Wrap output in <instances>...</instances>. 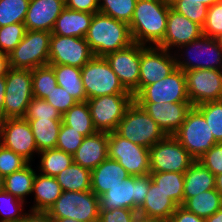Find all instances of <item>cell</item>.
Returning a JSON list of instances; mask_svg holds the SVG:
<instances>
[{
	"label": "cell",
	"mask_w": 222,
	"mask_h": 222,
	"mask_svg": "<svg viewBox=\"0 0 222 222\" xmlns=\"http://www.w3.org/2000/svg\"><path fill=\"white\" fill-rule=\"evenodd\" d=\"M150 176L178 206L183 204L184 172H150Z\"/></svg>",
	"instance_id": "36"
},
{
	"label": "cell",
	"mask_w": 222,
	"mask_h": 222,
	"mask_svg": "<svg viewBox=\"0 0 222 222\" xmlns=\"http://www.w3.org/2000/svg\"><path fill=\"white\" fill-rule=\"evenodd\" d=\"M181 206L206 219L222 208V196L212 189L186 199Z\"/></svg>",
	"instance_id": "33"
},
{
	"label": "cell",
	"mask_w": 222,
	"mask_h": 222,
	"mask_svg": "<svg viewBox=\"0 0 222 222\" xmlns=\"http://www.w3.org/2000/svg\"><path fill=\"white\" fill-rule=\"evenodd\" d=\"M94 13L64 8L58 16L52 34L85 38Z\"/></svg>",
	"instance_id": "26"
},
{
	"label": "cell",
	"mask_w": 222,
	"mask_h": 222,
	"mask_svg": "<svg viewBox=\"0 0 222 222\" xmlns=\"http://www.w3.org/2000/svg\"><path fill=\"white\" fill-rule=\"evenodd\" d=\"M115 132L148 149L166 136L164 131L136 101L129 105Z\"/></svg>",
	"instance_id": "3"
},
{
	"label": "cell",
	"mask_w": 222,
	"mask_h": 222,
	"mask_svg": "<svg viewBox=\"0 0 222 222\" xmlns=\"http://www.w3.org/2000/svg\"><path fill=\"white\" fill-rule=\"evenodd\" d=\"M0 144L20 155L28 163H33V157L39 153L31 126L25 118L0 121Z\"/></svg>",
	"instance_id": "14"
},
{
	"label": "cell",
	"mask_w": 222,
	"mask_h": 222,
	"mask_svg": "<svg viewBox=\"0 0 222 222\" xmlns=\"http://www.w3.org/2000/svg\"><path fill=\"white\" fill-rule=\"evenodd\" d=\"M62 122L80 132L83 136H90L97 132L94 127L87 101L77 102L62 115Z\"/></svg>",
	"instance_id": "35"
},
{
	"label": "cell",
	"mask_w": 222,
	"mask_h": 222,
	"mask_svg": "<svg viewBox=\"0 0 222 222\" xmlns=\"http://www.w3.org/2000/svg\"><path fill=\"white\" fill-rule=\"evenodd\" d=\"M93 57L85 38L51 35L49 65H69L81 69Z\"/></svg>",
	"instance_id": "17"
},
{
	"label": "cell",
	"mask_w": 222,
	"mask_h": 222,
	"mask_svg": "<svg viewBox=\"0 0 222 222\" xmlns=\"http://www.w3.org/2000/svg\"><path fill=\"white\" fill-rule=\"evenodd\" d=\"M5 82L4 119L24 118L33 99L32 70L9 68Z\"/></svg>",
	"instance_id": "10"
},
{
	"label": "cell",
	"mask_w": 222,
	"mask_h": 222,
	"mask_svg": "<svg viewBox=\"0 0 222 222\" xmlns=\"http://www.w3.org/2000/svg\"><path fill=\"white\" fill-rule=\"evenodd\" d=\"M5 76H0V121L4 120Z\"/></svg>",
	"instance_id": "54"
},
{
	"label": "cell",
	"mask_w": 222,
	"mask_h": 222,
	"mask_svg": "<svg viewBox=\"0 0 222 222\" xmlns=\"http://www.w3.org/2000/svg\"><path fill=\"white\" fill-rule=\"evenodd\" d=\"M57 85L64 88L77 102L87 101L86 92L81 78V69L69 65H51Z\"/></svg>",
	"instance_id": "30"
},
{
	"label": "cell",
	"mask_w": 222,
	"mask_h": 222,
	"mask_svg": "<svg viewBox=\"0 0 222 222\" xmlns=\"http://www.w3.org/2000/svg\"><path fill=\"white\" fill-rule=\"evenodd\" d=\"M104 58L123 87L135 97L139 93L140 44L132 43L124 49L108 53Z\"/></svg>",
	"instance_id": "19"
},
{
	"label": "cell",
	"mask_w": 222,
	"mask_h": 222,
	"mask_svg": "<svg viewBox=\"0 0 222 222\" xmlns=\"http://www.w3.org/2000/svg\"><path fill=\"white\" fill-rule=\"evenodd\" d=\"M173 52L159 46L140 44L139 92L147 85L164 79L176 69Z\"/></svg>",
	"instance_id": "15"
},
{
	"label": "cell",
	"mask_w": 222,
	"mask_h": 222,
	"mask_svg": "<svg viewBox=\"0 0 222 222\" xmlns=\"http://www.w3.org/2000/svg\"><path fill=\"white\" fill-rule=\"evenodd\" d=\"M31 126L38 151L56 147L62 119L27 120Z\"/></svg>",
	"instance_id": "31"
},
{
	"label": "cell",
	"mask_w": 222,
	"mask_h": 222,
	"mask_svg": "<svg viewBox=\"0 0 222 222\" xmlns=\"http://www.w3.org/2000/svg\"><path fill=\"white\" fill-rule=\"evenodd\" d=\"M151 181L150 174L129 176L99 197L100 209L126 208L138 211L145 201Z\"/></svg>",
	"instance_id": "8"
},
{
	"label": "cell",
	"mask_w": 222,
	"mask_h": 222,
	"mask_svg": "<svg viewBox=\"0 0 222 222\" xmlns=\"http://www.w3.org/2000/svg\"><path fill=\"white\" fill-rule=\"evenodd\" d=\"M54 222H79L78 220L70 218H53Z\"/></svg>",
	"instance_id": "60"
},
{
	"label": "cell",
	"mask_w": 222,
	"mask_h": 222,
	"mask_svg": "<svg viewBox=\"0 0 222 222\" xmlns=\"http://www.w3.org/2000/svg\"><path fill=\"white\" fill-rule=\"evenodd\" d=\"M108 158L118 161L131 176L150 174L149 149L115 131L108 133Z\"/></svg>",
	"instance_id": "12"
},
{
	"label": "cell",
	"mask_w": 222,
	"mask_h": 222,
	"mask_svg": "<svg viewBox=\"0 0 222 222\" xmlns=\"http://www.w3.org/2000/svg\"><path fill=\"white\" fill-rule=\"evenodd\" d=\"M65 7L70 10L89 13L99 12V0H64Z\"/></svg>",
	"instance_id": "51"
},
{
	"label": "cell",
	"mask_w": 222,
	"mask_h": 222,
	"mask_svg": "<svg viewBox=\"0 0 222 222\" xmlns=\"http://www.w3.org/2000/svg\"><path fill=\"white\" fill-rule=\"evenodd\" d=\"M212 189H215V175L195 160L184 172L183 202Z\"/></svg>",
	"instance_id": "28"
},
{
	"label": "cell",
	"mask_w": 222,
	"mask_h": 222,
	"mask_svg": "<svg viewBox=\"0 0 222 222\" xmlns=\"http://www.w3.org/2000/svg\"><path fill=\"white\" fill-rule=\"evenodd\" d=\"M217 39H218V41H219V43H220V45L222 47V35L220 37H218Z\"/></svg>",
	"instance_id": "62"
},
{
	"label": "cell",
	"mask_w": 222,
	"mask_h": 222,
	"mask_svg": "<svg viewBox=\"0 0 222 222\" xmlns=\"http://www.w3.org/2000/svg\"><path fill=\"white\" fill-rule=\"evenodd\" d=\"M26 120L32 119H62V113L54 108L45 99L33 97L24 116Z\"/></svg>",
	"instance_id": "44"
},
{
	"label": "cell",
	"mask_w": 222,
	"mask_h": 222,
	"mask_svg": "<svg viewBox=\"0 0 222 222\" xmlns=\"http://www.w3.org/2000/svg\"><path fill=\"white\" fill-rule=\"evenodd\" d=\"M62 192L61 185L55 177L36 172L32 187L34 203L29 210L47 212Z\"/></svg>",
	"instance_id": "27"
},
{
	"label": "cell",
	"mask_w": 222,
	"mask_h": 222,
	"mask_svg": "<svg viewBox=\"0 0 222 222\" xmlns=\"http://www.w3.org/2000/svg\"><path fill=\"white\" fill-rule=\"evenodd\" d=\"M81 78L87 99L104 95L132 94L120 83L118 76L104 57H93L81 68Z\"/></svg>",
	"instance_id": "7"
},
{
	"label": "cell",
	"mask_w": 222,
	"mask_h": 222,
	"mask_svg": "<svg viewBox=\"0 0 222 222\" xmlns=\"http://www.w3.org/2000/svg\"><path fill=\"white\" fill-rule=\"evenodd\" d=\"M40 164L37 166L40 174L55 177L73 162V155L57 148L40 151L37 155Z\"/></svg>",
	"instance_id": "34"
},
{
	"label": "cell",
	"mask_w": 222,
	"mask_h": 222,
	"mask_svg": "<svg viewBox=\"0 0 222 222\" xmlns=\"http://www.w3.org/2000/svg\"><path fill=\"white\" fill-rule=\"evenodd\" d=\"M131 176L118 161L107 158L91 171V191L98 197Z\"/></svg>",
	"instance_id": "25"
},
{
	"label": "cell",
	"mask_w": 222,
	"mask_h": 222,
	"mask_svg": "<svg viewBox=\"0 0 222 222\" xmlns=\"http://www.w3.org/2000/svg\"><path fill=\"white\" fill-rule=\"evenodd\" d=\"M64 8V0H30L24 21L26 30L51 32Z\"/></svg>",
	"instance_id": "22"
},
{
	"label": "cell",
	"mask_w": 222,
	"mask_h": 222,
	"mask_svg": "<svg viewBox=\"0 0 222 222\" xmlns=\"http://www.w3.org/2000/svg\"><path fill=\"white\" fill-rule=\"evenodd\" d=\"M57 85L54 69L51 65H44L32 70L33 97L45 99Z\"/></svg>",
	"instance_id": "37"
},
{
	"label": "cell",
	"mask_w": 222,
	"mask_h": 222,
	"mask_svg": "<svg viewBox=\"0 0 222 222\" xmlns=\"http://www.w3.org/2000/svg\"><path fill=\"white\" fill-rule=\"evenodd\" d=\"M85 39L95 57H104L134 43L129 24L100 12L94 13Z\"/></svg>",
	"instance_id": "2"
},
{
	"label": "cell",
	"mask_w": 222,
	"mask_h": 222,
	"mask_svg": "<svg viewBox=\"0 0 222 222\" xmlns=\"http://www.w3.org/2000/svg\"><path fill=\"white\" fill-rule=\"evenodd\" d=\"M28 162L11 149L0 144V175L5 176L21 170Z\"/></svg>",
	"instance_id": "46"
},
{
	"label": "cell",
	"mask_w": 222,
	"mask_h": 222,
	"mask_svg": "<svg viewBox=\"0 0 222 222\" xmlns=\"http://www.w3.org/2000/svg\"><path fill=\"white\" fill-rule=\"evenodd\" d=\"M133 101V94L104 95L88 99L87 103L97 132H114Z\"/></svg>",
	"instance_id": "11"
},
{
	"label": "cell",
	"mask_w": 222,
	"mask_h": 222,
	"mask_svg": "<svg viewBox=\"0 0 222 222\" xmlns=\"http://www.w3.org/2000/svg\"><path fill=\"white\" fill-rule=\"evenodd\" d=\"M133 222H163V221H160V220H152V219L145 218V217H142V216H139V215H138Z\"/></svg>",
	"instance_id": "58"
},
{
	"label": "cell",
	"mask_w": 222,
	"mask_h": 222,
	"mask_svg": "<svg viewBox=\"0 0 222 222\" xmlns=\"http://www.w3.org/2000/svg\"><path fill=\"white\" fill-rule=\"evenodd\" d=\"M203 35L218 38L222 35V0L208 7Z\"/></svg>",
	"instance_id": "47"
},
{
	"label": "cell",
	"mask_w": 222,
	"mask_h": 222,
	"mask_svg": "<svg viewBox=\"0 0 222 222\" xmlns=\"http://www.w3.org/2000/svg\"><path fill=\"white\" fill-rule=\"evenodd\" d=\"M47 213L52 218H70L79 222H98L100 200L91 190L63 191Z\"/></svg>",
	"instance_id": "5"
},
{
	"label": "cell",
	"mask_w": 222,
	"mask_h": 222,
	"mask_svg": "<svg viewBox=\"0 0 222 222\" xmlns=\"http://www.w3.org/2000/svg\"><path fill=\"white\" fill-rule=\"evenodd\" d=\"M30 0H0V27L24 23Z\"/></svg>",
	"instance_id": "38"
},
{
	"label": "cell",
	"mask_w": 222,
	"mask_h": 222,
	"mask_svg": "<svg viewBox=\"0 0 222 222\" xmlns=\"http://www.w3.org/2000/svg\"><path fill=\"white\" fill-rule=\"evenodd\" d=\"M203 35V27L169 7L167 29L163 40L157 45L170 52ZM172 49V50H171Z\"/></svg>",
	"instance_id": "20"
},
{
	"label": "cell",
	"mask_w": 222,
	"mask_h": 222,
	"mask_svg": "<svg viewBox=\"0 0 222 222\" xmlns=\"http://www.w3.org/2000/svg\"><path fill=\"white\" fill-rule=\"evenodd\" d=\"M150 172H185L195 159L173 135L149 149Z\"/></svg>",
	"instance_id": "13"
},
{
	"label": "cell",
	"mask_w": 222,
	"mask_h": 222,
	"mask_svg": "<svg viewBox=\"0 0 222 222\" xmlns=\"http://www.w3.org/2000/svg\"><path fill=\"white\" fill-rule=\"evenodd\" d=\"M173 53L176 67L184 72L196 69L222 70V47L217 38L202 35Z\"/></svg>",
	"instance_id": "4"
},
{
	"label": "cell",
	"mask_w": 222,
	"mask_h": 222,
	"mask_svg": "<svg viewBox=\"0 0 222 222\" xmlns=\"http://www.w3.org/2000/svg\"><path fill=\"white\" fill-rule=\"evenodd\" d=\"M26 33L24 23L8 24L0 27V51L9 54L21 42Z\"/></svg>",
	"instance_id": "43"
},
{
	"label": "cell",
	"mask_w": 222,
	"mask_h": 222,
	"mask_svg": "<svg viewBox=\"0 0 222 222\" xmlns=\"http://www.w3.org/2000/svg\"><path fill=\"white\" fill-rule=\"evenodd\" d=\"M204 116L206 123L218 143H222V100L195 106Z\"/></svg>",
	"instance_id": "41"
},
{
	"label": "cell",
	"mask_w": 222,
	"mask_h": 222,
	"mask_svg": "<svg viewBox=\"0 0 222 222\" xmlns=\"http://www.w3.org/2000/svg\"><path fill=\"white\" fill-rule=\"evenodd\" d=\"M164 131L166 135H173L185 121L193 105L190 102L154 103L137 102Z\"/></svg>",
	"instance_id": "21"
},
{
	"label": "cell",
	"mask_w": 222,
	"mask_h": 222,
	"mask_svg": "<svg viewBox=\"0 0 222 222\" xmlns=\"http://www.w3.org/2000/svg\"><path fill=\"white\" fill-rule=\"evenodd\" d=\"M187 95L195 107L222 100V70L196 69L185 71Z\"/></svg>",
	"instance_id": "18"
},
{
	"label": "cell",
	"mask_w": 222,
	"mask_h": 222,
	"mask_svg": "<svg viewBox=\"0 0 222 222\" xmlns=\"http://www.w3.org/2000/svg\"><path fill=\"white\" fill-rule=\"evenodd\" d=\"M169 0H137L129 23L134 43L157 46L167 29Z\"/></svg>",
	"instance_id": "1"
},
{
	"label": "cell",
	"mask_w": 222,
	"mask_h": 222,
	"mask_svg": "<svg viewBox=\"0 0 222 222\" xmlns=\"http://www.w3.org/2000/svg\"><path fill=\"white\" fill-rule=\"evenodd\" d=\"M26 203L4 189L0 191V222H19L24 214Z\"/></svg>",
	"instance_id": "40"
},
{
	"label": "cell",
	"mask_w": 222,
	"mask_h": 222,
	"mask_svg": "<svg viewBox=\"0 0 222 222\" xmlns=\"http://www.w3.org/2000/svg\"><path fill=\"white\" fill-rule=\"evenodd\" d=\"M51 35L48 31L26 30L24 38L8 54L10 68L33 70L48 65Z\"/></svg>",
	"instance_id": "6"
},
{
	"label": "cell",
	"mask_w": 222,
	"mask_h": 222,
	"mask_svg": "<svg viewBox=\"0 0 222 222\" xmlns=\"http://www.w3.org/2000/svg\"><path fill=\"white\" fill-rule=\"evenodd\" d=\"M136 2L137 0H99V12L129 24Z\"/></svg>",
	"instance_id": "39"
},
{
	"label": "cell",
	"mask_w": 222,
	"mask_h": 222,
	"mask_svg": "<svg viewBox=\"0 0 222 222\" xmlns=\"http://www.w3.org/2000/svg\"><path fill=\"white\" fill-rule=\"evenodd\" d=\"M168 222H206L205 218L198 217L181 205L177 207Z\"/></svg>",
	"instance_id": "52"
},
{
	"label": "cell",
	"mask_w": 222,
	"mask_h": 222,
	"mask_svg": "<svg viewBox=\"0 0 222 222\" xmlns=\"http://www.w3.org/2000/svg\"><path fill=\"white\" fill-rule=\"evenodd\" d=\"M178 205L151 181L149 190L138 215L152 220L168 222Z\"/></svg>",
	"instance_id": "24"
},
{
	"label": "cell",
	"mask_w": 222,
	"mask_h": 222,
	"mask_svg": "<svg viewBox=\"0 0 222 222\" xmlns=\"http://www.w3.org/2000/svg\"><path fill=\"white\" fill-rule=\"evenodd\" d=\"M19 222H54V220L47 212L28 210Z\"/></svg>",
	"instance_id": "53"
},
{
	"label": "cell",
	"mask_w": 222,
	"mask_h": 222,
	"mask_svg": "<svg viewBox=\"0 0 222 222\" xmlns=\"http://www.w3.org/2000/svg\"><path fill=\"white\" fill-rule=\"evenodd\" d=\"M32 166V163H28L21 170L3 178V189L24 203H27L26 196L32 194L33 180L36 175V170L31 168Z\"/></svg>",
	"instance_id": "29"
},
{
	"label": "cell",
	"mask_w": 222,
	"mask_h": 222,
	"mask_svg": "<svg viewBox=\"0 0 222 222\" xmlns=\"http://www.w3.org/2000/svg\"><path fill=\"white\" fill-rule=\"evenodd\" d=\"M198 161L212 174L218 175L222 173V143L215 144Z\"/></svg>",
	"instance_id": "49"
},
{
	"label": "cell",
	"mask_w": 222,
	"mask_h": 222,
	"mask_svg": "<svg viewBox=\"0 0 222 222\" xmlns=\"http://www.w3.org/2000/svg\"><path fill=\"white\" fill-rule=\"evenodd\" d=\"M205 220L206 222H222V208Z\"/></svg>",
	"instance_id": "56"
},
{
	"label": "cell",
	"mask_w": 222,
	"mask_h": 222,
	"mask_svg": "<svg viewBox=\"0 0 222 222\" xmlns=\"http://www.w3.org/2000/svg\"><path fill=\"white\" fill-rule=\"evenodd\" d=\"M136 102H190L187 95L185 72L176 68L164 79L145 86L135 97Z\"/></svg>",
	"instance_id": "16"
},
{
	"label": "cell",
	"mask_w": 222,
	"mask_h": 222,
	"mask_svg": "<svg viewBox=\"0 0 222 222\" xmlns=\"http://www.w3.org/2000/svg\"><path fill=\"white\" fill-rule=\"evenodd\" d=\"M193 1H200L201 3L205 4L207 7H211L220 0H193Z\"/></svg>",
	"instance_id": "59"
},
{
	"label": "cell",
	"mask_w": 222,
	"mask_h": 222,
	"mask_svg": "<svg viewBox=\"0 0 222 222\" xmlns=\"http://www.w3.org/2000/svg\"><path fill=\"white\" fill-rule=\"evenodd\" d=\"M9 68L8 54L0 51V76H5Z\"/></svg>",
	"instance_id": "55"
},
{
	"label": "cell",
	"mask_w": 222,
	"mask_h": 222,
	"mask_svg": "<svg viewBox=\"0 0 222 222\" xmlns=\"http://www.w3.org/2000/svg\"><path fill=\"white\" fill-rule=\"evenodd\" d=\"M137 216V211L126 208L100 209L98 222H133Z\"/></svg>",
	"instance_id": "50"
},
{
	"label": "cell",
	"mask_w": 222,
	"mask_h": 222,
	"mask_svg": "<svg viewBox=\"0 0 222 222\" xmlns=\"http://www.w3.org/2000/svg\"><path fill=\"white\" fill-rule=\"evenodd\" d=\"M173 136L195 160H198L205 152L218 143L203 114L194 106L190 109L185 121Z\"/></svg>",
	"instance_id": "9"
},
{
	"label": "cell",
	"mask_w": 222,
	"mask_h": 222,
	"mask_svg": "<svg viewBox=\"0 0 222 222\" xmlns=\"http://www.w3.org/2000/svg\"><path fill=\"white\" fill-rule=\"evenodd\" d=\"M3 190V177L0 175V191Z\"/></svg>",
	"instance_id": "61"
},
{
	"label": "cell",
	"mask_w": 222,
	"mask_h": 222,
	"mask_svg": "<svg viewBox=\"0 0 222 222\" xmlns=\"http://www.w3.org/2000/svg\"><path fill=\"white\" fill-rule=\"evenodd\" d=\"M108 158V133L96 132L86 136L73 154L74 162L92 171Z\"/></svg>",
	"instance_id": "23"
},
{
	"label": "cell",
	"mask_w": 222,
	"mask_h": 222,
	"mask_svg": "<svg viewBox=\"0 0 222 222\" xmlns=\"http://www.w3.org/2000/svg\"><path fill=\"white\" fill-rule=\"evenodd\" d=\"M84 138L85 136L80 132L75 131L74 128H71L62 122L55 148L73 155L83 142Z\"/></svg>",
	"instance_id": "45"
},
{
	"label": "cell",
	"mask_w": 222,
	"mask_h": 222,
	"mask_svg": "<svg viewBox=\"0 0 222 222\" xmlns=\"http://www.w3.org/2000/svg\"><path fill=\"white\" fill-rule=\"evenodd\" d=\"M45 100L61 112L62 115L77 103V101L59 85L54 87Z\"/></svg>",
	"instance_id": "48"
},
{
	"label": "cell",
	"mask_w": 222,
	"mask_h": 222,
	"mask_svg": "<svg viewBox=\"0 0 222 222\" xmlns=\"http://www.w3.org/2000/svg\"><path fill=\"white\" fill-rule=\"evenodd\" d=\"M215 189L222 196V173L215 175Z\"/></svg>",
	"instance_id": "57"
},
{
	"label": "cell",
	"mask_w": 222,
	"mask_h": 222,
	"mask_svg": "<svg viewBox=\"0 0 222 222\" xmlns=\"http://www.w3.org/2000/svg\"><path fill=\"white\" fill-rule=\"evenodd\" d=\"M172 9L184 15L191 21L204 26L207 18L208 7L200 1L169 0Z\"/></svg>",
	"instance_id": "42"
},
{
	"label": "cell",
	"mask_w": 222,
	"mask_h": 222,
	"mask_svg": "<svg viewBox=\"0 0 222 222\" xmlns=\"http://www.w3.org/2000/svg\"><path fill=\"white\" fill-rule=\"evenodd\" d=\"M62 191L91 190V171L73 162L69 167L55 176Z\"/></svg>",
	"instance_id": "32"
}]
</instances>
